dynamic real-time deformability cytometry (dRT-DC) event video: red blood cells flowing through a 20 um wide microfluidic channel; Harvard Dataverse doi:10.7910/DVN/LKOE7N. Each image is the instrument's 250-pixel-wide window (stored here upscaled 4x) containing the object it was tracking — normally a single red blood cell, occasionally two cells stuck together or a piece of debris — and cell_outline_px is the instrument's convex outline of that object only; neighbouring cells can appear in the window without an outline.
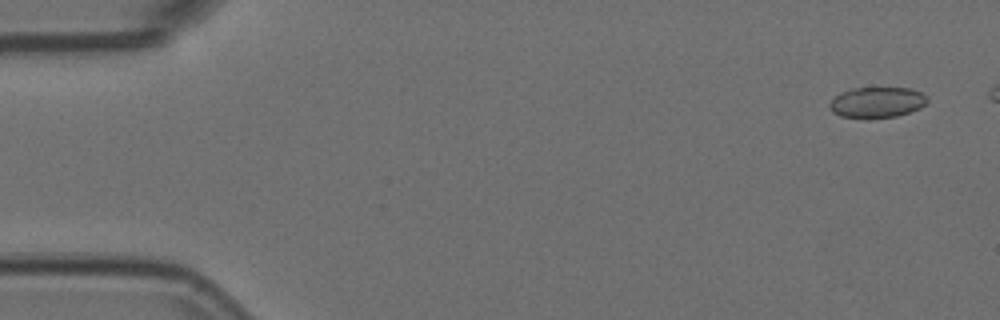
{"species": "Egyptian fruit bat (a non-hibernating species)", "species_latin": "Rousettus aegyptiacus", "temperature_condition": "room temperature", "stored_images_in_passage": 5, "camera_frame_rate_fps": 3000, "um_per_image_px": 0.085, "animal": {"sex": "female"}, "frame": {"image": 1, "passage_image": 1, "time_ms": 0.0, "image_size_px": [1000, 320], "cell_outline_px": [[928, 100], [920, 108], [896, 116], [840, 116], [832, 112], [828, 104], [840, 92], [852, 88], [912, 88], [924, 92], [928, 96]], "centroid_in_image_um": [74.58, 8.65], "position_along_channel_um": 10.4, "area_um2": 17.11}}
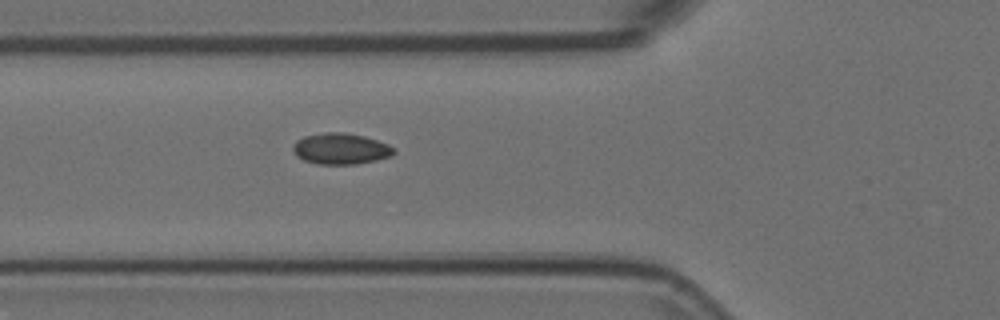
{"frame": {"image": 2, "passage_image": 5, "time_ms": 1.333, "image_size_px": [1000, 320], "cell_outline_px": [[396, 152], [392, 156], [376, 160], [356, 164], [316, 164], [304, 160], [296, 156], [292, 148], [296, 140], [304, 136], [324, 132], [344, 132], [364, 136], [388, 144], [396, 148]], "centroid_in_image_um": [28.97, 12.64], "position_along_channel_um": 96.8, "area_um2": 18.44}}